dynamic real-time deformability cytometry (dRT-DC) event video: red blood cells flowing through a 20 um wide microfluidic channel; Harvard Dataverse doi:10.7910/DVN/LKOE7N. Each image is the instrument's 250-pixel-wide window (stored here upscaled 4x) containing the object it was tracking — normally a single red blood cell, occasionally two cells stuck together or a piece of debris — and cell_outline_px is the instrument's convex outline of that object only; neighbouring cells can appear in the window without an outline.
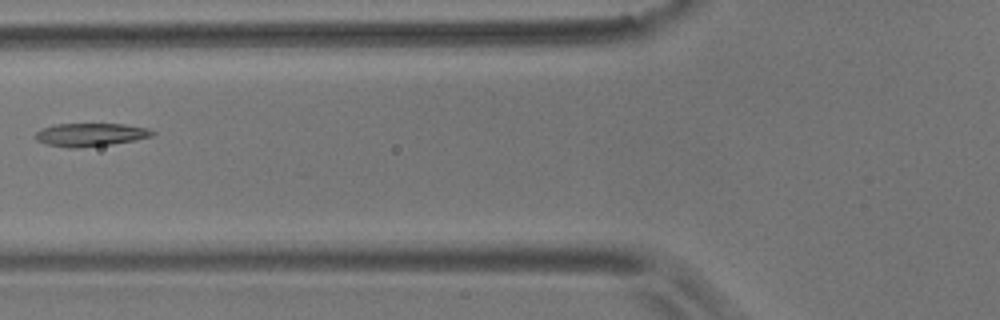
{"species": "common noctule bat (a hibernating species)", "species_latin": "Nyctalus noctula", "temperature_condition": "room temperature", "stored_images_in_passage": 3, "camera_frame_rate_fps": 3000, "um_per_image_px": 0.085, "animal": {"sex": "male", "body_mass_g": 17.9}, "frame": {"image": 1, "passage_image": 2, "time_ms": 1.333, "image_size_px": [1000, 320], "cell_outline_px": [[156, 132], [152, 136], [112, 144], [80, 148], [68, 148], [48, 144], [36, 140], [32, 136], [36, 132], [44, 128], [56, 124], [124, 124], [148, 128]], "centroid_in_image_um": [7.67, 11.45], "position_along_channel_um": 118.1, "area_um2": 15.72}}
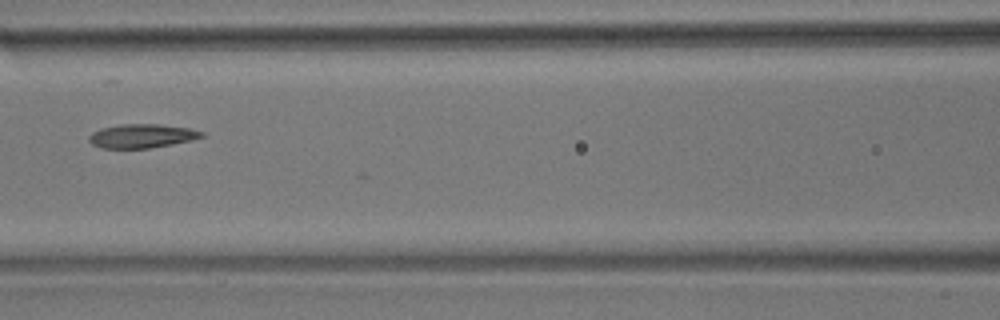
{"frame": {"image": 2, "passage_image": 3, "time_ms": 2.333, "image_size_px": [1000, 320], "cell_outline_px": [[204, 136], [192, 140], [172, 144], [148, 148], [104, 148], [92, 144], [88, 140], [88, 136], [92, 132], [100, 128], [120, 124], [160, 124], [188, 128], [204, 132]], "centroid_in_image_um": [12.04, 11.55], "position_along_channel_um": 154.6, "area_um2": 15.66}}